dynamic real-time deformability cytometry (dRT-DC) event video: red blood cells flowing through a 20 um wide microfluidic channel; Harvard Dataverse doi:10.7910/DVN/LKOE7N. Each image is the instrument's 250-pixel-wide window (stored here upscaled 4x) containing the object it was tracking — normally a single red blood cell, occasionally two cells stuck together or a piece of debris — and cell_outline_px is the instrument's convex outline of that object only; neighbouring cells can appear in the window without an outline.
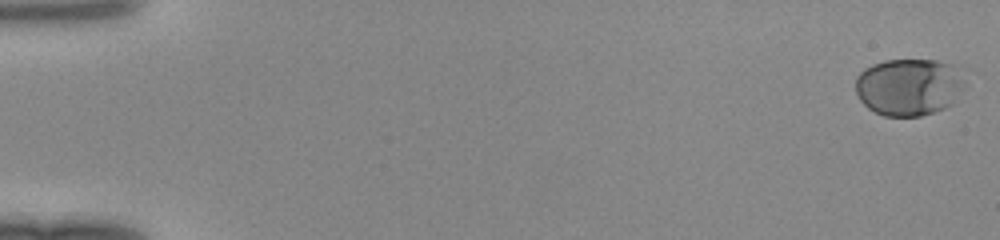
{"species": "human", "species_latin": "Homo sapiens", "temperature_condition": "room temperature", "stored_images_in_passage": 48, "camera_frame_rate_fps": 3000, "um_per_image_px": 0.085, "donor": {"sex": "female"}, "frame": {"image": 1, "passage_image": 1, "time_ms": 0.0, "image_size_px": [1000, 240], "cell_outline_px": [[968, 88], [952, 104], [944, 108], [920, 116], [884, 116], [868, 108], [860, 100], [856, 92], [856, 76], [864, 68], [872, 64], [884, 60], [936, 60], [952, 64], [960, 68]], "centroid_in_image_um": [77.32, 7.37], "position_along_channel_um": 7.7, "area_um2": 37.17}}
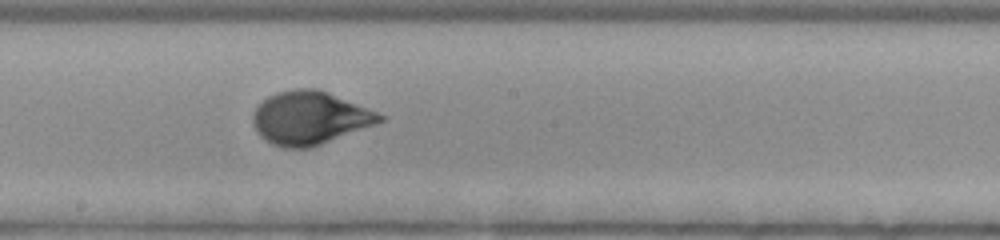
{"frame": {"image": 2, "passage_image": 28, "time_ms": 9.0, "image_size_px": [1000, 240], "cell_outline_px": [[388, 116], [384, 120], [376, 124], [312, 148], [284, 148], [272, 144], [260, 136], [256, 132], [252, 124], [252, 116], [256, 104], [268, 96], [276, 92], [296, 88], [316, 88], [328, 92]], "centroid_in_image_um": [26.31, 10.02], "position_along_channel_um": 221.9, "area_um2": 39.77}}
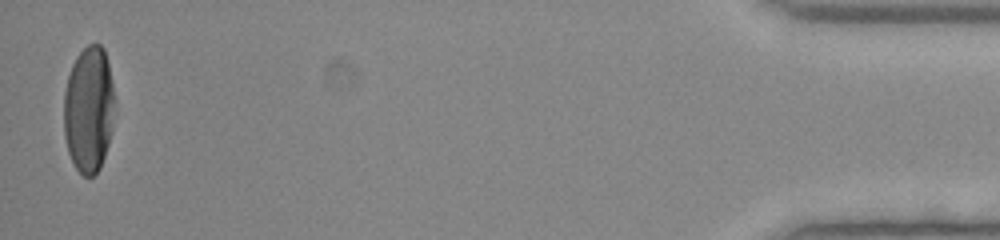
{"frame": {"image": 3, "passage_image": 48, "time_ms": 15.667, "image_size_px": [1000, 240], "cell_outline_px": [[116, 100], [112, 128], [108, 144], [100, 168], [92, 176], [84, 176], [76, 168], [68, 152], [64, 136], [64, 92], [68, 76], [72, 64], [76, 56], [88, 44], [100, 44], [104, 48], [108, 64]], "centroid_in_image_um": [7.55, 9.28], "position_along_channel_um": 427.6, "area_um2": 37.69}}